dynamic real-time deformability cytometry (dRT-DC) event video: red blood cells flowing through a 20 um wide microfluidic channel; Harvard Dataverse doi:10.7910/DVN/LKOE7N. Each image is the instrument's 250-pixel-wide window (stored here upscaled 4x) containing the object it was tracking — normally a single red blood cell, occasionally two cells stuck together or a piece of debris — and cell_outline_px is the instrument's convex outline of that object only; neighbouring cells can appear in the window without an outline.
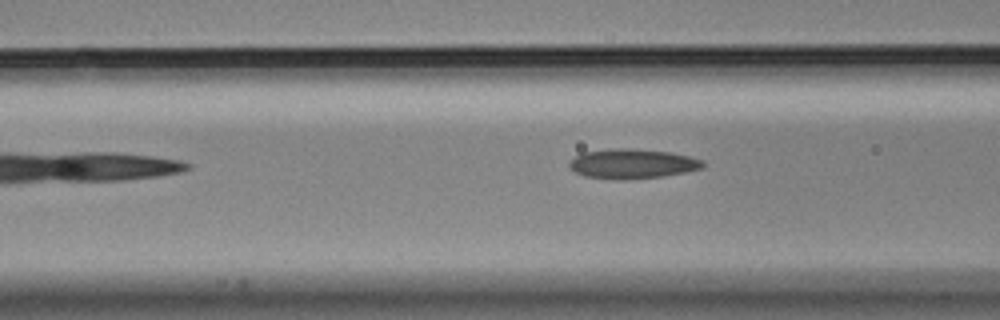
{"species": "Egyptian fruit bat (a non-hibernating species)", "species_latin": "Rousettus aegyptiacus", "temperature_condition": "cold", "stored_images_in_passage": 30, "camera_frame_rate_fps": 3000, "um_per_image_px": 0.085, "animal": {"sex": "male"}, "frame": {"image": 1, "passage_image": 8, "time_ms": 2.333, "image_size_px": [1000, 320], "cell_outline_px": [[704, 168], [664, 176], [624, 180], [612, 180], [584, 176], [568, 168], [568, 164], [580, 152], [616, 148], [628, 148], [672, 152], [704, 160]], "centroid_in_image_um": [53.73, 13.92], "position_along_channel_um": 112.9, "area_um2": 23.35}}
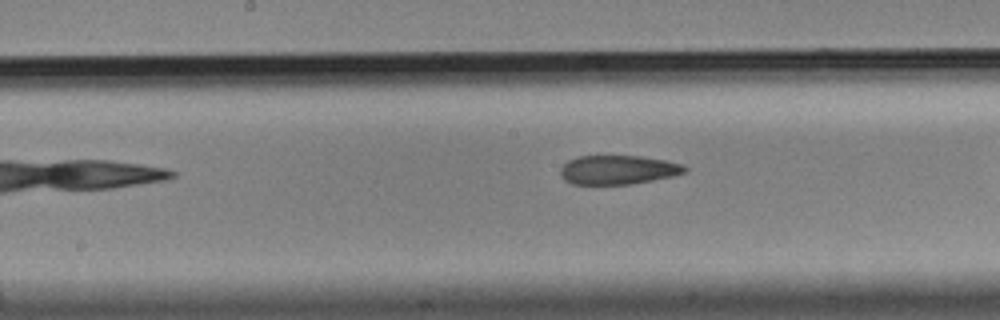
{"frame": {"image": 2, "passage_image": 15, "time_ms": 4.667, "image_size_px": [1000, 320], "cell_outline_px": [[688, 168], [684, 172], [672, 176], [632, 184], [572, 184], [564, 180], [560, 176], [560, 168], [568, 160], [580, 156], [640, 156], [664, 160], [684, 164]], "centroid_in_image_um": [52.51, 14.43], "position_along_channel_um": 195.7, "area_um2": 21.04}}
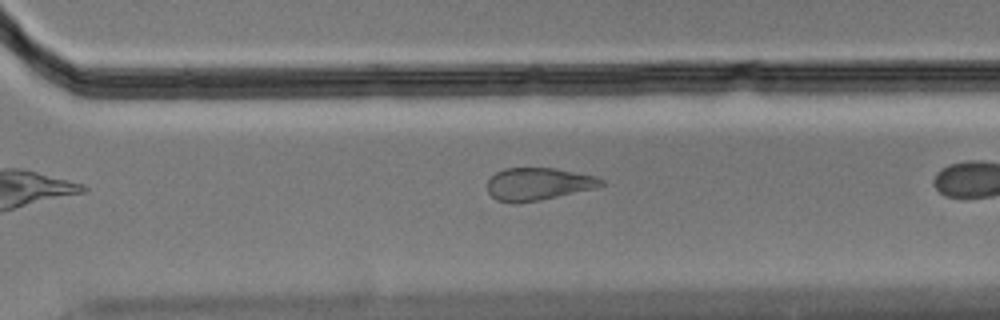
{"frame": {"image": 3, "passage_image": 26, "time_ms": 8.333, "image_size_px": [1000, 320], "cell_outline_px": [[604, 184], [596, 188], [540, 200], [496, 200], [488, 192], [488, 180], [496, 172], [504, 168], [556, 168], [596, 176], [604, 180]], "centroid_in_image_um": [45.8, 15.6], "position_along_channel_um": 324.8, "area_um2": 21.04}}